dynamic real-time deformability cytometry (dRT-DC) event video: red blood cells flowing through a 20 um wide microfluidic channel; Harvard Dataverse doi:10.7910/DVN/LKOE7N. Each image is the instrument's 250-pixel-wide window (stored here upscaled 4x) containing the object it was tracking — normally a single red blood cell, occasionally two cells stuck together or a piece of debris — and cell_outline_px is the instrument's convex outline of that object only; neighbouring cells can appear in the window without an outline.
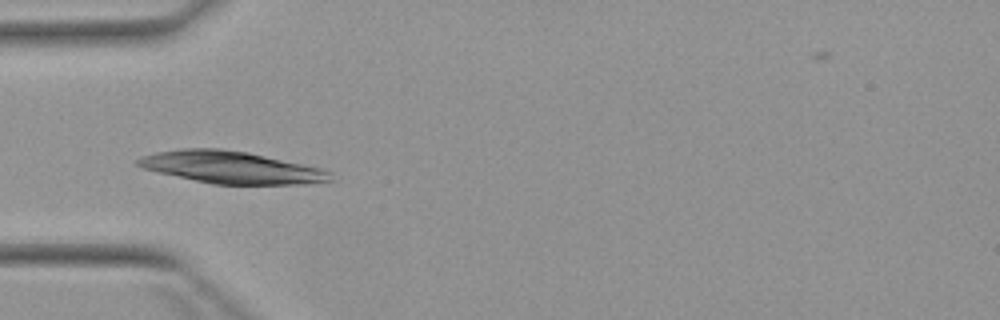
{"species": "Egyptian fruit bat (a non-hibernating species)", "species_latin": "Rousettus aegyptiacus", "temperature_condition": "warm", "stored_images_in_passage": 4, "camera_frame_rate_fps": 3000, "um_per_image_px": 0.085, "animal": {"sex": "female"}, "frame": {"image": 1, "passage_image": 4, "time_ms": 3.667, "image_size_px": [1000, 320], "cell_outline_px": [[332, 180], [304, 184], [212, 184], [160, 172], [144, 168], [136, 164], [136, 160], [140, 156], [156, 152], [180, 148], [220, 148], [248, 152], [320, 168], [328, 172]], "centroid_in_image_um": [19.6, 14.21], "position_along_channel_um": 65.4, "area_um2": 35.6}}